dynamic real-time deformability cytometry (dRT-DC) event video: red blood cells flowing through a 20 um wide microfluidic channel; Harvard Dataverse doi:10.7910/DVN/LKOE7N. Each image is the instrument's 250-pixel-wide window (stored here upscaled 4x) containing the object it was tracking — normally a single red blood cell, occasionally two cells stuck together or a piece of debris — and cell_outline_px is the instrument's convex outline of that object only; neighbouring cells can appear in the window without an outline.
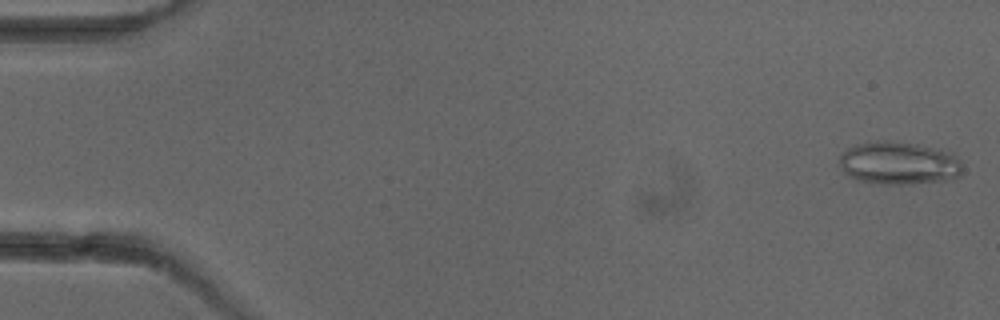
{"species": "common noctule bat (a hibernating species)", "species_latin": "Nyctalus noctula", "temperature_condition": "cold", "stored_images_in_passage": 4, "camera_frame_rate_fps": 3000, "um_per_image_px": 0.085, "animal": {"sex": "female"}, "frame": {"image": 1, "passage_image": 1, "time_ms": 0.0, "image_size_px": [1000, 320], "cell_outline_px": [[960, 176], [952, 180], [900, 184], [888, 184], [856, 180], [848, 176], [844, 172], [840, 164], [840, 156], [848, 148], [856, 144], [876, 140], [916, 144], [936, 148], [952, 152], [960, 160]], "centroid_in_image_um": [76.41, 13.87], "position_along_channel_um": 8.6, "area_um2": 30.63}}